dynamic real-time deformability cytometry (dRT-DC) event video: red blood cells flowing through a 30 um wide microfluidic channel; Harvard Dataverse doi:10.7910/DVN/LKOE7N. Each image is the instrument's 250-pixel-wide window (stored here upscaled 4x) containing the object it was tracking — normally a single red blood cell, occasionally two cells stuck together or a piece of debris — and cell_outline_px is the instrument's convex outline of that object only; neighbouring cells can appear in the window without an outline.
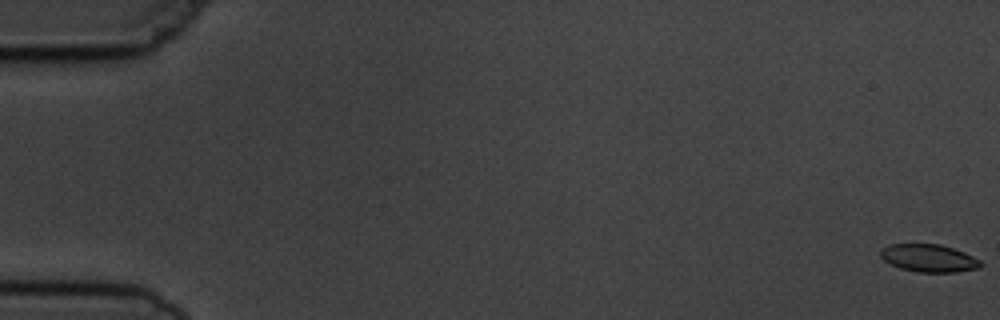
{"species": "common noctule bat (a hibernating species)", "species_latin": "Nyctalus noctula", "temperature_condition": "cold", "stored_images_in_passage": 5, "camera_frame_rate_fps": 3000, "um_per_image_px": 0.085, "animal": {"sex": "male", "body_mass_g": 19.5, "forearm_length_mm": 54.6}, "frame": {"image": 1, "passage_image": 1, "time_ms": 0.0, "image_size_px": [1000, 320], "cell_outline_px": [[984, 264], [980, 268], [956, 272], [916, 272], [900, 268], [884, 260], [880, 256], [880, 248], [888, 244], [940, 244], [964, 252], [980, 260]], "centroid_in_image_um": [78.95, 21.94], "position_along_channel_um": 6.1, "area_um2": 16.24}}
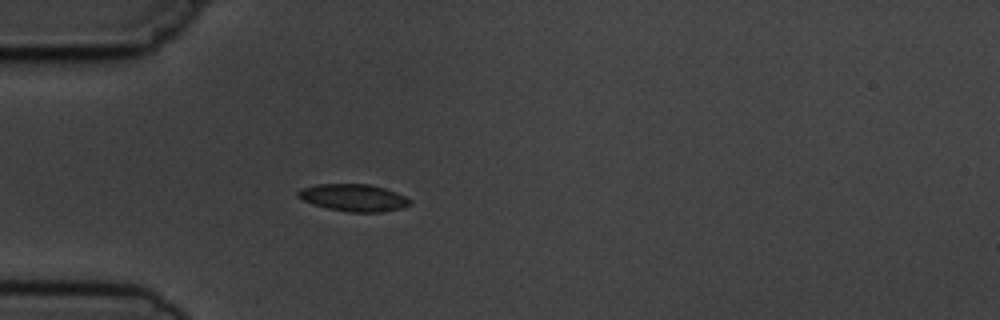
{"frame": {"image": 2, "passage_image": 5, "time_ms": 5.333, "image_size_px": [1000, 320], "cell_outline_px": [[412, 204], [400, 208], [380, 212], [348, 212], [328, 208], [304, 200], [296, 196], [296, 192], [300, 188], [320, 184], [368, 184], [384, 188], [396, 192], [412, 200]], "centroid_in_image_um": [30.06, 16.8], "position_along_channel_um": 54.9, "area_um2": 17.57}}